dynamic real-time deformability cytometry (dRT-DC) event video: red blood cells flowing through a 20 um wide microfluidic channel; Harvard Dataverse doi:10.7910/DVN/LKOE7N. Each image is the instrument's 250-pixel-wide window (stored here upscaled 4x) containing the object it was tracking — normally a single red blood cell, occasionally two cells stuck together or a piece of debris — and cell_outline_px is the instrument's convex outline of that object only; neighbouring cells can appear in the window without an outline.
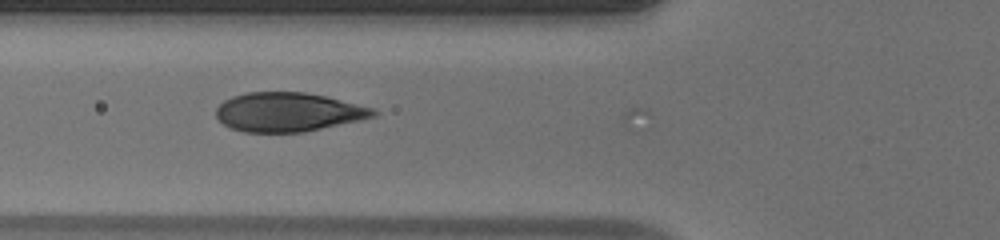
{"species": "human", "species_latin": "Homo sapiens", "temperature_condition": "warm", "stored_images_in_passage": 25, "camera_frame_rate_fps": 3000, "um_per_image_px": 0.085, "donor": {"sex": "male"}, "frame": {"image": 1, "passage_image": 3, "time_ms": 0.667, "image_size_px": [1000, 240], "cell_outline_px": [[380, 112], [376, 116], [360, 120], [304, 132], [244, 132], [232, 128], [224, 124], [216, 116], [216, 108], [224, 100], [232, 96], [248, 92], [304, 92], [324, 96], [372, 108]], "centroid_in_image_um": [24.48, 9.53], "position_along_channel_um": 101.3, "area_um2": 35.55}}
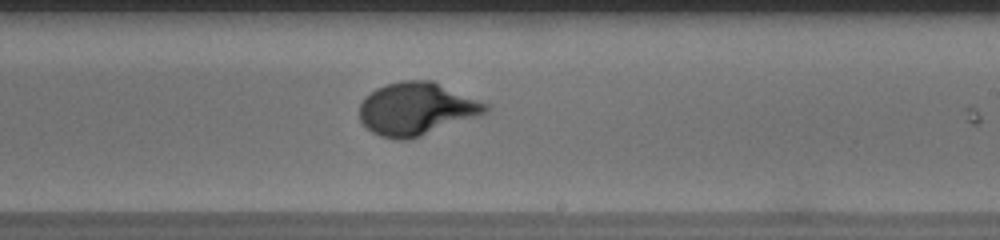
{"frame": {"image": 2, "passage_image": 14, "time_ms": 4.333, "image_size_px": [1000, 240], "cell_outline_px": [[492, 108], [488, 112], [480, 116], [408, 140], [396, 140], [380, 136], [372, 132], [360, 120], [360, 104], [376, 88], [388, 84], [404, 80], [432, 80], [488, 104]], "centroid_in_image_um": [35.45, 9.26], "position_along_channel_um": 253.6, "area_um2": 38.61}}
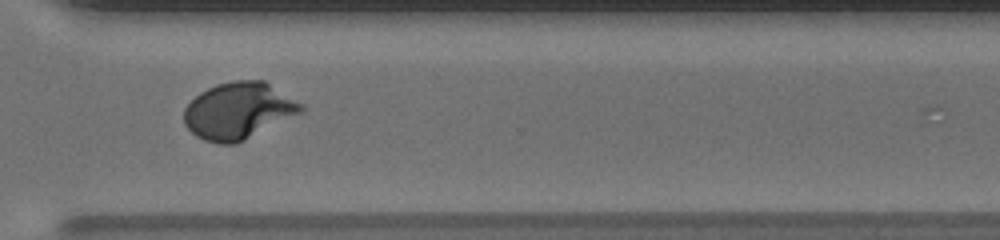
{"frame": {"image": 3, "passage_image": 21, "time_ms": 6.667, "image_size_px": [1000, 240], "cell_outline_px": [[304, 108], [300, 112], [236, 144], [220, 144], [204, 140], [196, 136], [184, 124], [184, 108], [200, 92], [216, 84], [232, 80], [264, 80], [304, 104]], "centroid_in_image_um": [20.25, 9.4], "position_along_channel_um": 350.4, "area_um2": 38.38}}